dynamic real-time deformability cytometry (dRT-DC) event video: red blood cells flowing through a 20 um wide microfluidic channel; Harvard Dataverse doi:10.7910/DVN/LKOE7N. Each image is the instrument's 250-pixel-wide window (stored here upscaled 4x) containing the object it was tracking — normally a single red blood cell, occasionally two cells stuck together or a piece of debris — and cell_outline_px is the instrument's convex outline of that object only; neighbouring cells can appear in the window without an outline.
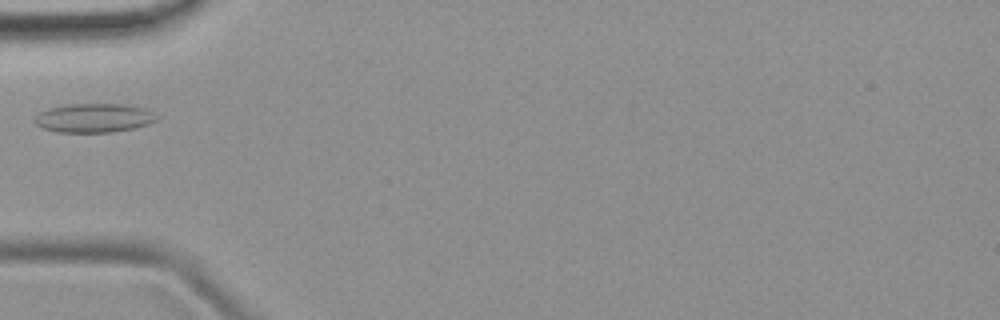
{"species": "common noctule bat (a hibernating species)", "species_latin": "Nyctalus noctula", "temperature_condition": "room temperature", "stored_images_in_passage": 5, "camera_frame_rate_fps": 3000, "um_per_image_px": 0.085, "animal": {"sex": "female", "body_mass_g": 19.9}, "frame": {"image": 1, "passage_image": 3, "time_ms": 3.333, "image_size_px": [1000, 320], "cell_outline_px": [[156, 120], [148, 124], [136, 128], [112, 132], [56, 132], [44, 128], [36, 124], [32, 120], [40, 112], [48, 108], [68, 104], [124, 104], [144, 108], [152, 112], [156, 116]], "centroid_in_image_um": [7.97, 10.03], "position_along_channel_um": 77.0, "area_um2": 20.58}}
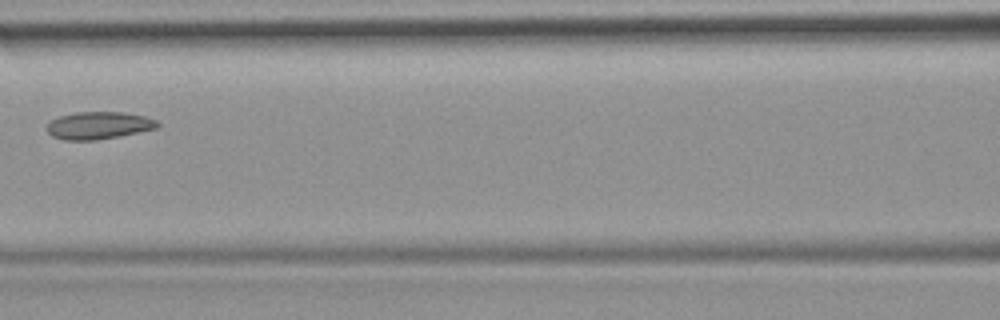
{"frame": {"image": 2, "passage_image": 5, "time_ms": 5.333, "image_size_px": [1000, 320], "cell_outline_px": [[160, 124], [156, 128], [120, 136], [96, 140], [64, 140], [52, 136], [48, 132], [48, 124], [52, 120], [60, 116], [76, 112], [124, 112], [144, 116], [156, 120]], "centroid_in_image_um": [8.39, 10.66], "position_along_channel_um": 158.2, "area_um2": 17.51}}